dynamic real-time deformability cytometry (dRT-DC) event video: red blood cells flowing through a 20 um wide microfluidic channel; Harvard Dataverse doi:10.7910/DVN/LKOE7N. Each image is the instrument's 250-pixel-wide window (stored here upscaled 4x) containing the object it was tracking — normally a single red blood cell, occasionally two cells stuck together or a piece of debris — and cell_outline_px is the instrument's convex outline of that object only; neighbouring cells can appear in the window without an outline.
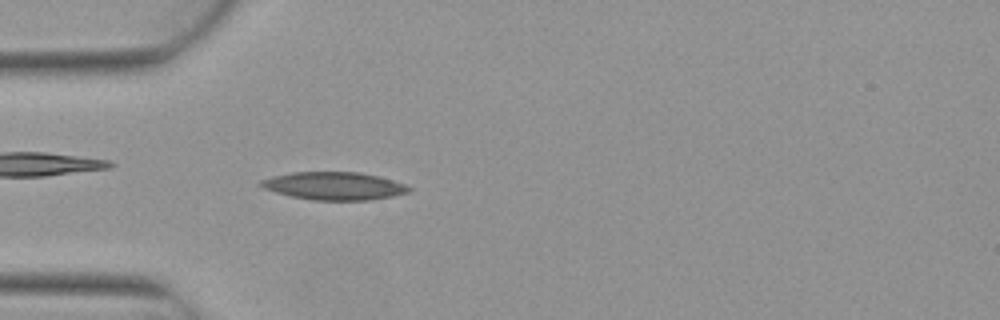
{"species": "Egyptian fruit bat (a non-hibernating species)", "species_latin": "Rousettus aegyptiacus", "temperature_condition": "warm", "stored_images_in_passage": 3, "camera_frame_rate_fps": 3000, "um_per_image_px": 0.085, "animal": {"sex": "female"}, "frame": {"image": 1, "passage_image": 3, "time_ms": 0.667, "image_size_px": [1000, 320], "cell_outline_px": [[412, 192], [392, 196], [368, 200], [312, 200], [292, 196], [276, 192], [264, 188], [256, 184], [260, 180], [272, 176], [292, 172], [360, 172], [392, 180], [404, 184], [412, 188]], "centroid_in_image_um": [28.38, 15.8], "position_along_channel_um": 56.6, "area_um2": 23.99}}